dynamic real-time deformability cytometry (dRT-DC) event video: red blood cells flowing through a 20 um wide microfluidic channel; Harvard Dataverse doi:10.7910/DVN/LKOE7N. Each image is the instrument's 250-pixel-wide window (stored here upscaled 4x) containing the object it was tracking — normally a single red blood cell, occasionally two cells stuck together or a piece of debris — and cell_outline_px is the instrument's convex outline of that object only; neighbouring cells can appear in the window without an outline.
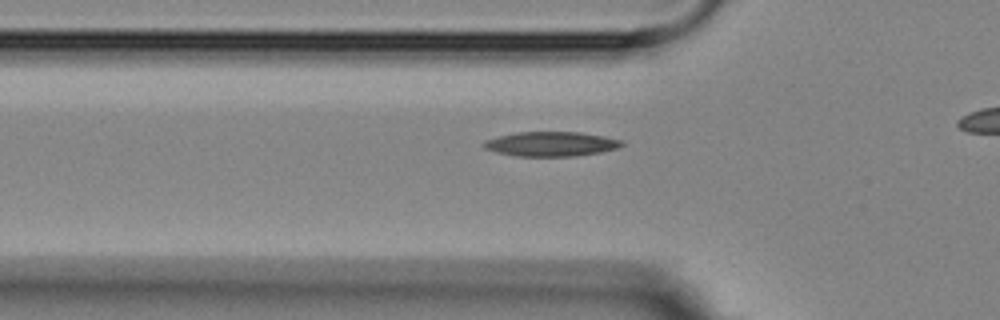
{"species": "Egyptian fruit bat (a non-hibernating species)", "species_latin": "Rousettus aegyptiacus", "temperature_condition": "room temperature", "stored_images_in_passage": 9, "camera_frame_rate_fps": 3000, "um_per_image_px": 0.085, "animal": {"sex": "female"}, "frame": {"image": 1, "passage_image": 2, "time_ms": 2.0, "image_size_px": [1000, 320], "cell_outline_px": [[624, 144], [616, 148], [600, 152], [576, 156], [516, 156], [496, 152], [484, 148], [480, 144], [484, 140], [516, 132], [580, 132], [604, 136], [624, 140]], "centroid_in_image_um": [46.82, 12.23], "position_along_channel_um": 79.0, "area_um2": 19.83}}
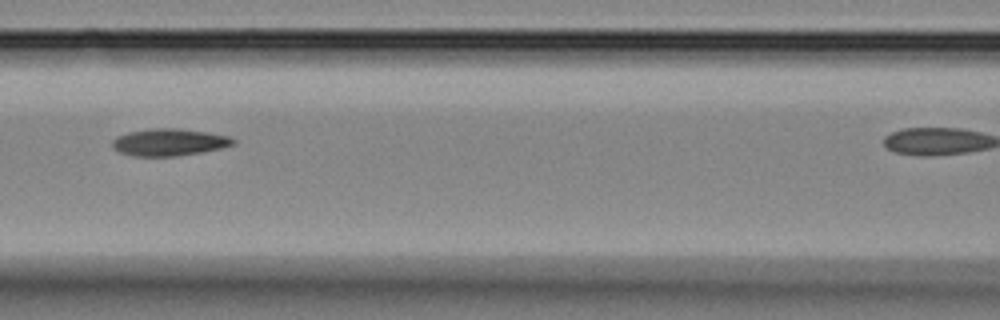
{"frame": {"image": 2, "passage_image": 4, "time_ms": 4.0, "image_size_px": [1000, 320], "cell_outline_px": [[236, 144], [220, 148], [200, 152], [176, 156], [132, 156], [120, 152], [112, 148], [112, 140], [116, 136], [128, 132], [152, 128], [176, 128], [208, 132], [228, 136], [236, 140]], "centroid_in_image_um": [14.35, 12.08], "position_along_channel_um": 152.2, "area_um2": 19.13}}
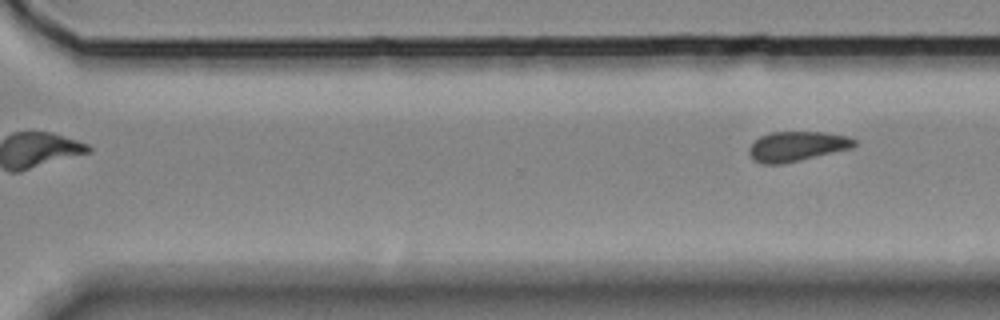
{"frame": {"image": 3, "passage_image": 9, "time_ms": 10.0, "image_size_px": [1000, 320], "cell_outline_px": [[856, 144], [852, 148], [780, 164], [764, 164], [752, 160], [748, 152], [748, 148], [760, 136], [768, 132], [824, 132], [848, 136], [856, 140]], "centroid_in_image_um": [67.71, 12.43], "position_along_channel_um": 302.9, "area_um2": 18.21}}